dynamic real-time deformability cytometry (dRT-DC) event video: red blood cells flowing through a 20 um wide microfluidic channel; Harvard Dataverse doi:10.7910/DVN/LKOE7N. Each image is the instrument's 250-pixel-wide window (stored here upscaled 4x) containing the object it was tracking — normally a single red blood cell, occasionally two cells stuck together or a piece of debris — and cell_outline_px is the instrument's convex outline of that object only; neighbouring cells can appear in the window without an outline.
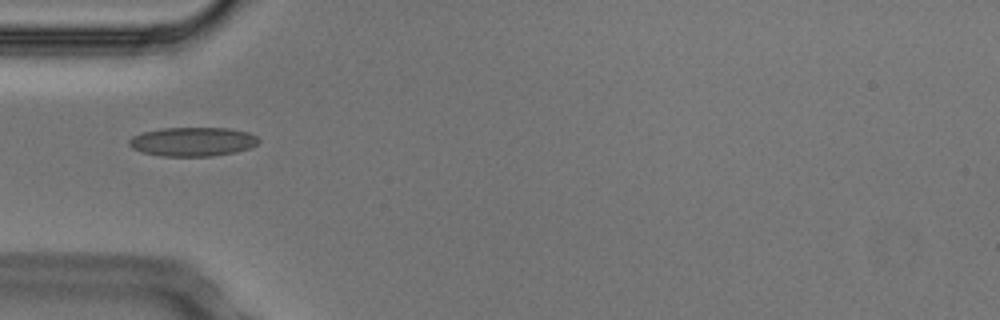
{"species": "Egyptian fruit bat (a non-hibernating species)", "species_latin": "Rousettus aegyptiacus", "temperature_condition": "cold", "stored_images_in_passage": 37, "camera_frame_rate_fps": 3000, "um_per_image_px": 0.085, "animal": {"sex": "male"}, "frame": {"image": 1, "passage_image": 1, "time_ms": 0.0, "image_size_px": [1000, 320], "cell_outline_px": [[260, 140], [256, 144], [248, 148], [236, 152], [212, 156], [160, 156], [140, 152], [132, 148], [128, 144], [128, 140], [132, 136], [144, 132], [160, 128], [228, 128], [248, 132], [256, 136]], "centroid_in_image_um": [16.34, 12.04], "position_along_channel_um": 68.7, "area_um2": 21.96}}
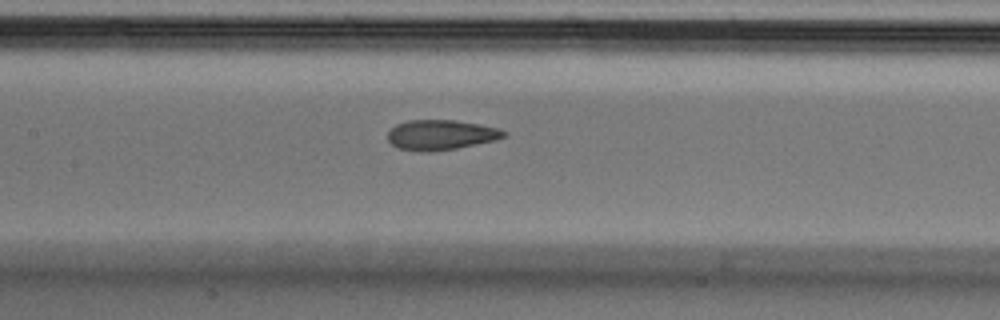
{"frame": {"image": 2, "passage_image": 9, "time_ms": 2.667, "image_size_px": [1000, 320], "cell_outline_px": [[508, 132], [504, 136], [496, 140], [456, 148], [428, 152], [396, 148], [388, 140], [388, 132], [396, 124], [408, 120], [456, 120], [480, 124], [500, 128]], "centroid_in_image_um": [37.48, 11.45], "position_along_channel_um": 169.9, "area_um2": 20.35}}
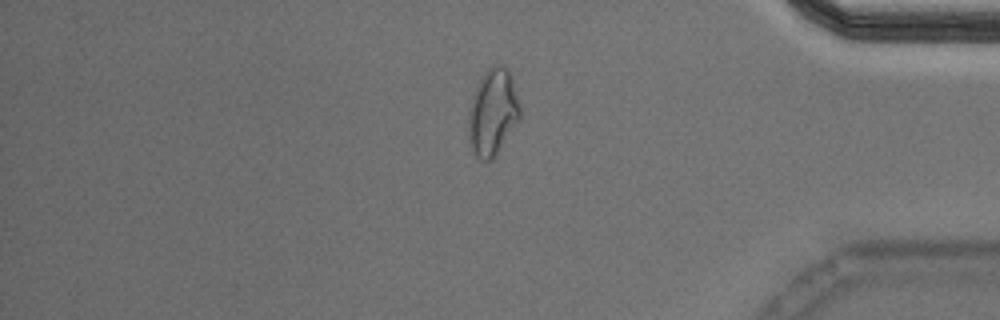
{"frame": {"image": 3, "passage_image": 29, "time_ms": 9.333, "image_size_px": [1000, 320], "cell_outline_px": [[520, 120], [492, 160], [480, 160], [476, 156], [472, 148], [468, 136], [468, 128], [472, 100], [480, 80], [484, 72], [492, 64], [500, 64], [508, 68], [512, 80], [520, 108]], "centroid_in_image_um": [41.9, 9.55], "position_along_channel_um": 393.3, "area_um2": 25.55}, "authors_computed_cell_mechanics": {"area_um2": 20.808, "velocity_mm_per_s": 3.7511, "shape_relaxation_time_tau1_ms": null, "shape_relaxation_time_tau2_ms": 2.1732, "deformation_change_tau1": null, "deformation_change_tau2": 0.0732}}